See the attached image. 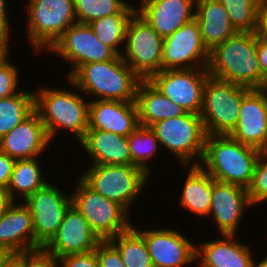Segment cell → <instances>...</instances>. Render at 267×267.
<instances>
[{
    "mask_svg": "<svg viewBox=\"0 0 267 267\" xmlns=\"http://www.w3.org/2000/svg\"><path fill=\"white\" fill-rule=\"evenodd\" d=\"M108 241L118 250L125 267H154L144 237L133 226Z\"/></svg>",
    "mask_w": 267,
    "mask_h": 267,
    "instance_id": "cell-29",
    "label": "cell"
},
{
    "mask_svg": "<svg viewBox=\"0 0 267 267\" xmlns=\"http://www.w3.org/2000/svg\"><path fill=\"white\" fill-rule=\"evenodd\" d=\"M25 14L28 44L34 54L47 51L77 23L74 0H27ZM30 42V43H29Z\"/></svg>",
    "mask_w": 267,
    "mask_h": 267,
    "instance_id": "cell-6",
    "label": "cell"
},
{
    "mask_svg": "<svg viewBox=\"0 0 267 267\" xmlns=\"http://www.w3.org/2000/svg\"><path fill=\"white\" fill-rule=\"evenodd\" d=\"M8 0H0V28L8 35H11V20L9 19L12 14L9 15Z\"/></svg>",
    "mask_w": 267,
    "mask_h": 267,
    "instance_id": "cell-43",
    "label": "cell"
},
{
    "mask_svg": "<svg viewBox=\"0 0 267 267\" xmlns=\"http://www.w3.org/2000/svg\"><path fill=\"white\" fill-rule=\"evenodd\" d=\"M95 252L98 267H125L118 250L108 240H102Z\"/></svg>",
    "mask_w": 267,
    "mask_h": 267,
    "instance_id": "cell-37",
    "label": "cell"
},
{
    "mask_svg": "<svg viewBox=\"0 0 267 267\" xmlns=\"http://www.w3.org/2000/svg\"><path fill=\"white\" fill-rule=\"evenodd\" d=\"M57 267H98V260L95 250L69 254L55 259Z\"/></svg>",
    "mask_w": 267,
    "mask_h": 267,
    "instance_id": "cell-38",
    "label": "cell"
},
{
    "mask_svg": "<svg viewBox=\"0 0 267 267\" xmlns=\"http://www.w3.org/2000/svg\"><path fill=\"white\" fill-rule=\"evenodd\" d=\"M16 159L0 151V186L8 187Z\"/></svg>",
    "mask_w": 267,
    "mask_h": 267,
    "instance_id": "cell-39",
    "label": "cell"
},
{
    "mask_svg": "<svg viewBox=\"0 0 267 267\" xmlns=\"http://www.w3.org/2000/svg\"><path fill=\"white\" fill-rule=\"evenodd\" d=\"M50 144L41 117L34 110L0 139V151L16 160L30 159L42 156Z\"/></svg>",
    "mask_w": 267,
    "mask_h": 267,
    "instance_id": "cell-19",
    "label": "cell"
},
{
    "mask_svg": "<svg viewBox=\"0 0 267 267\" xmlns=\"http://www.w3.org/2000/svg\"><path fill=\"white\" fill-rule=\"evenodd\" d=\"M261 89L264 91V93L267 96V79L265 80V83H264V85H263V87Z\"/></svg>",
    "mask_w": 267,
    "mask_h": 267,
    "instance_id": "cell-49",
    "label": "cell"
},
{
    "mask_svg": "<svg viewBox=\"0 0 267 267\" xmlns=\"http://www.w3.org/2000/svg\"><path fill=\"white\" fill-rule=\"evenodd\" d=\"M136 104L139 125L150 127L154 123L182 116L187 112L164 96L148 79H142L137 88Z\"/></svg>",
    "mask_w": 267,
    "mask_h": 267,
    "instance_id": "cell-27",
    "label": "cell"
},
{
    "mask_svg": "<svg viewBox=\"0 0 267 267\" xmlns=\"http://www.w3.org/2000/svg\"><path fill=\"white\" fill-rule=\"evenodd\" d=\"M6 33L0 28V39L5 35Z\"/></svg>",
    "mask_w": 267,
    "mask_h": 267,
    "instance_id": "cell-50",
    "label": "cell"
},
{
    "mask_svg": "<svg viewBox=\"0 0 267 267\" xmlns=\"http://www.w3.org/2000/svg\"><path fill=\"white\" fill-rule=\"evenodd\" d=\"M35 110L34 90L0 99V139Z\"/></svg>",
    "mask_w": 267,
    "mask_h": 267,
    "instance_id": "cell-30",
    "label": "cell"
},
{
    "mask_svg": "<svg viewBox=\"0 0 267 267\" xmlns=\"http://www.w3.org/2000/svg\"><path fill=\"white\" fill-rule=\"evenodd\" d=\"M48 52L70 64L66 78L83 64L109 61L118 56L111 47L96 37L88 24L81 23L71 25Z\"/></svg>",
    "mask_w": 267,
    "mask_h": 267,
    "instance_id": "cell-12",
    "label": "cell"
},
{
    "mask_svg": "<svg viewBox=\"0 0 267 267\" xmlns=\"http://www.w3.org/2000/svg\"><path fill=\"white\" fill-rule=\"evenodd\" d=\"M181 169H187V175L181 186L183 191L179 192L180 207L196 214L198 219H207L211 207L212 177L200 165L182 166Z\"/></svg>",
    "mask_w": 267,
    "mask_h": 267,
    "instance_id": "cell-26",
    "label": "cell"
},
{
    "mask_svg": "<svg viewBox=\"0 0 267 267\" xmlns=\"http://www.w3.org/2000/svg\"><path fill=\"white\" fill-rule=\"evenodd\" d=\"M195 19L209 51L236 33L226 8L218 0H196Z\"/></svg>",
    "mask_w": 267,
    "mask_h": 267,
    "instance_id": "cell-25",
    "label": "cell"
},
{
    "mask_svg": "<svg viewBox=\"0 0 267 267\" xmlns=\"http://www.w3.org/2000/svg\"><path fill=\"white\" fill-rule=\"evenodd\" d=\"M0 267H22V255H10Z\"/></svg>",
    "mask_w": 267,
    "mask_h": 267,
    "instance_id": "cell-46",
    "label": "cell"
},
{
    "mask_svg": "<svg viewBox=\"0 0 267 267\" xmlns=\"http://www.w3.org/2000/svg\"><path fill=\"white\" fill-rule=\"evenodd\" d=\"M260 153L229 135H207L200 166L216 181L247 189Z\"/></svg>",
    "mask_w": 267,
    "mask_h": 267,
    "instance_id": "cell-4",
    "label": "cell"
},
{
    "mask_svg": "<svg viewBox=\"0 0 267 267\" xmlns=\"http://www.w3.org/2000/svg\"><path fill=\"white\" fill-rule=\"evenodd\" d=\"M79 144L90 158L89 165H134L127 137L123 135L88 129Z\"/></svg>",
    "mask_w": 267,
    "mask_h": 267,
    "instance_id": "cell-24",
    "label": "cell"
},
{
    "mask_svg": "<svg viewBox=\"0 0 267 267\" xmlns=\"http://www.w3.org/2000/svg\"><path fill=\"white\" fill-rule=\"evenodd\" d=\"M69 79L89 100L124 102H136L137 88L142 81L121 55L109 61L83 64Z\"/></svg>",
    "mask_w": 267,
    "mask_h": 267,
    "instance_id": "cell-3",
    "label": "cell"
},
{
    "mask_svg": "<svg viewBox=\"0 0 267 267\" xmlns=\"http://www.w3.org/2000/svg\"><path fill=\"white\" fill-rule=\"evenodd\" d=\"M66 82L71 90L51 88L48 85L34 91L35 110L41 117L51 143L61 130L73 135L77 142L85 137L88 130L89 99L81 91L79 93L69 78H66Z\"/></svg>",
    "mask_w": 267,
    "mask_h": 267,
    "instance_id": "cell-1",
    "label": "cell"
},
{
    "mask_svg": "<svg viewBox=\"0 0 267 267\" xmlns=\"http://www.w3.org/2000/svg\"><path fill=\"white\" fill-rule=\"evenodd\" d=\"M47 182L23 201L30 209L35 231V254L56 235L64 214L72 204L71 193L61 190L54 181ZM59 187V188H58Z\"/></svg>",
    "mask_w": 267,
    "mask_h": 267,
    "instance_id": "cell-11",
    "label": "cell"
},
{
    "mask_svg": "<svg viewBox=\"0 0 267 267\" xmlns=\"http://www.w3.org/2000/svg\"><path fill=\"white\" fill-rule=\"evenodd\" d=\"M255 34L267 38V0L258 1L257 25Z\"/></svg>",
    "mask_w": 267,
    "mask_h": 267,
    "instance_id": "cell-41",
    "label": "cell"
},
{
    "mask_svg": "<svg viewBox=\"0 0 267 267\" xmlns=\"http://www.w3.org/2000/svg\"><path fill=\"white\" fill-rule=\"evenodd\" d=\"M134 13H117L92 21L88 25L96 37L105 45L111 47L118 55L123 52L126 29ZM122 45V47H121Z\"/></svg>",
    "mask_w": 267,
    "mask_h": 267,
    "instance_id": "cell-31",
    "label": "cell"
},
{
    "mask_svg": "<svg viewBox=\"0 0 267 267\" xmlns=\"http://www.w3.org/2000/svg\"><path fill=\"white\" fill-rule=\"evenodd\" d=\"M11 254L3 247H0V266Z\"/></svg>",
    "mask_w": 267,
    "mask_h": 267,
    "instance_id": "cell-47",
    "label": "cell"
},
{
    "mask_svg": "<svg viewBox=\"0 0 267 267\" xmlns=\"http://www.w3.org/2000/svg\"><path fill=\"white\" fill-rule=\"evenodd\" d=\"M14 202L15 201L12 199L9 190L0 186V218Z\"/></svg>",
    "mask_w": 267,
    "mask_h": 267,
    "instance_id": "cell-44",
    "label": "cell"
},
{
    "mask_svg": "<svg viewBox=\"0 0 267 267\" xmlns=\"http://www.w3.org/2000/svg\"><path fill=\"white\" fill-rule=\"evenodd\" d=\"M77 23L92 21L117 13H135L134 6L126 0H74Z\"/></svg>",
    "mask_w": 267,
    "mask_h": 267,
    "instance_id": "cell-33",
    "label": "cell"
},
{
    "mask_svg": "<svg viewBox=\"0 0 267 267\" xmlns=\"http://www.w3.org/2000/svg\"><path fill=\"white\" fill-rule=\"evenodd\" d=\"M163 42L164 38L135 12L127 25L121 57L141 79H149L162 70Z\"/></svg>",
    "mask_w": 267,
    "mask_h": 267,
    "instance_id": "cell-10",
    "label": "cell"
},
{
    "mask_svg": "<svg viewBox=\"0 0 267 267\" xmlns=\"http://www.w3.org/2000/svg\"><path fill=\"white\" fill-rule=\"evenodd\" d=\"M71 191L72 205L87 220L101 240H108L133 226L125 207L111 201L90 188L79 176Z\"/></svg>",
    "mask_w": 267,
    "mask_h": 267,
    "instance_id": "cell-9",
    "label": "cell"
},
{
    "mask_svg": "<svg viewBox=\"0 0 267 267\" xmlns=\"http://www.w3.org/2000/svg\"><path fill=\"white\" fill-rule=\"evenodd\" d=\"M8 57L0 64V99L7 98L21 92L20 73L18 66Z\"/></svg>",
    "mask_w": 267,
    "mask_h": 267,
    "instance_id": "cell-36",
    "label": "cell"
},
{
    "mask_svg": "<svg viewBox=\"0 0 267 267\" xmlns=\"http://www.w3.org/2000/svg\"><path fill=\"white\" fill-rule=\"evenodd\" d=\"M207 68L161 70L148 80L168 99L186 112L200 114Z\"/></svg>",
    "mask_w": 267,
    "mask_h": 267,
    "instance_id": "cell-13",
    "label": "cell"
},
{
    "mask_svg": "<svg viewBox=\"0 0 267 267\" xmlns=\"http://www.w3.org/2000/svg\"><path fill=\"white\" fill-rule=\"evenodd\" d=\"M22 267H57L55 260L42 253L22 255Z\"/></svg>",
    "mask_w": 267,
    "mask_h": 267,
    "instance_id": "cell-40",
    "label": "cell"
},
{
    "mask_svg": "<svg viewBox=\"0 0 267 267\" xmlns=\"http://www.w3.org/2000/svg\"><path fill=\"white\" fill-rule=\"evenodd\" d=\"M196 0H140L136 12L165 38L195 18Z\"/></svg>",
    "mask_w": 267,
    "mask_h": 267,
    "instance_id": "cell-20",
    "label": "cell"
},
{
    "mask_svg": "<svg viewBox=\"0 0 267 267\" xmlns=\"http://www.w3.org/2000/svg\"><path fill=\"white\" fill-rule=\"evenodd\" d=\"M42 157L30 159H18L15 162L13 172L7 189L14 201H25L30 195L43 187L49 180L43 174L41 167ZM19 196V197H18Z\"/></svg>",
    "mask_w": 267,
    "mask_h": 267,
    "instance_id": "cell-28",
    "label": "cell"
},
{
    "mask_svg": "<svg viewBox=\"0 0 267 267\" xmlns=\"http://www.w3.org/2000/svg\"><path fill=\"white\" fill-rule=\"evenodd\" d=\"M0 247L11 255L35 254V231L29 207L15 201L0 218Z\"/></svg>",
    "mask_w": 267,
    "mask_h": 267,
    "instance_id": "cell-22",
    "label": "cell"
},
{
    "mask_svg": "<svg viewBox=\"0 0 267 267\" xmlns=\"http://www.w3.org/2000/svg\"><path fill=\"white\" fill-rule=\"evenodd\" d=\"M250 207L252 204L246 188L212 178L211 207L207 218L211 217V221L216 223L220 235H239L242 217Z\"/></svg>",
    "mask_w": 267,
    "mask_h": 267,
    "instance_id": "cell-17",
    "label": "cell"
},
{
    "mask_svg": "<svg viewBox=\"0 0 267 267\" xmlns=\"http://www.w3.org/2000/svg\"><path fill=\"white\" fill-rule=\"evenodd\" d=\"M209 74L229 83L261 89L265 78L259 65L255 32H236L209 55Z\"/></svg>",
    "mask_w": 267,
    "mask_h": 267,
    "instance_id": "cell-2",
    "label": "cell"
},
{
    "mask_svg": "<svg viewBox=\"0 0 267 267\" xmlns=\"http://www.w3.org/2000/svg\"><path fill=\"white\" fill-rule=\"evenodd\" d=\"M209 55L201 39L199 23L194 18L164 38L162 70L207 68Z\"/></svg>",
    "mask_w": 267,
    "mask_h": 267,
    "instance_id": "cell-14",
    "label": "cell"
},
{
    "mask_svg": "<svg viewBox=\"0 0 267 267\" xmlns=\"http://www.w3.org/2000/svg\"><path fill=\"white\" fill-rule=\"evenodd\" d=\"M247 192L252 207L267 203V150L261 152L257 159L253 180Z\"/></svg>",
    "mask_w": 267,
    "mask_h": 267,
    "instance_id": "cell-35",
    "label": "cell"
},
{
    "mask_svg": "<svg viewBox=\"0 0 267 267\" xmlns=\"http://www.w3.org/2000/svg\"><path fill=\"white\" fill-rule=\"evenodd\" d=\"M86 168L79 177L95 192L129 212L153 176L135 165H87Z\"/></svg>",
    "mask_w": 267,
    "mask_h": 267,
    "instance_id": "cell-5",
    "label": "cell"
},
{
    "mask_svg": "<svg viewBox=\"0 0 267 267\" xmlns=\"http://www.w3.org/2000/svg\"><path fill=\"white\" fill-rule=\"evenodd\" d=\"M227 10L236 32H255L259 0H218Z\"/></svg>",
    "mask_w": 267,
    "mask_h": 267,
    "instance_id": "cell-34",
    "label": "cell"
},
{
    "mask_svg": "<svg viewBox=\"0 0 267 267\" xmlns=\"http://www.w3.org/2000/svg\"><path fill=\"white\" fill-rule=\"evenodd\" d=\"M254 267H267V254L262 258L261 261L254 260Z\"/></svg>",
    "mask_w": 267,
    "mask_h": 267,
    "instance_id": "cell-48",
    "label": "cell"
},
{
    "mask_svg": "<svg viewBox=\"0 0 267 267\" xmlns=\"http://www.w3.org/2000/svg\"><path fill=\"white\" fill-rule=\"evenodd\" d=\"M229 136L261 152L267 150V96L262 89H251L243 97L238 123Z\"/></svg>",
    "mask_w": 267,
    "mask_h": 267,
    "instance_id": "cell-18",
    "label": "cell"
},
{
    "mask_svg": "<svg viewBox=\"0 0 267 267\" xmlns=\"http://www.w3.org/2000/svg\"><path fill=\"white\" fill-rule=\"evenodd\" d=\"M127 141L131 153L132 163L152 174L153 168L149 161L156 157L161 148L155 133L150 127L138 126L128 137ZM160 146V147H159ZM152 171V172H151Z\"/></svg>",
    "mask_w": 267,
    "mask_h": 267,
    "instance_id": "cell-32",
    "label": "cell"
},
{
    "mask_svg": "<svg viewBox=\"0 0 267 267\" xmlns=\"http://www.w3.org/2000/svg\"><path fill=\"white\" fill-rule=\"evenodd\" d=\"M251 89L209 75L200 117L207 135H229L238 123L241 101Z\"/></svg>",
    "mask_w": 267,
    "mask_h": 267,
    "instance_id": "cell-8",
    "label": "cell"
},
{
    "mask_svg": "<svg viewBox=\"0 0 267 267\" xmlns=\"http://www.w3.org/2000/svg\"><path fill=\"white\" fill-rule=\"evenodd\" d=\"M134 225L144 237L154 267H186L196 262V243L188 239L180 229H142L141 226L138 225L137 228Z\"/></svg>",
    "mask_w": 267,
    "mask_h": 267,
    "instance_id": "cell-15",
    "label": "cell"
},
{
    "mask_svg": "<svg viewBox=\"0 0 267 267\" xmlns=\"http://www.w3.org/2000/svg\"><path fill=\"white\" fill-rule=\"evenodd\" d=\"M256 49L262 76L267 79V38L256 35Z\"/></svg>",
    "mask_w": 267,
    "mask_h": 267,
    "instance_id": "cell-42",
    "label": "cell"
},
{
    "mask_svg": "<svg viewBox=\"0 0 267 267\" xmlns=\"http://www.w3.org/2000/svg\"><path fill=\"white\" fill-rule=\"evenodd\" d=\"M161 149L176 157L180 166L200 165L205 151L206 132L200 114L187 112L150 126Z\"/></svg>",
    "mask_w": 267,
    "mask_h": 267,
    "instance_id": "cell-7",
    "label": "cell"
},
{
    "mask_svg": "<svg viewBox=\"0 0 267 267\" xmlns=\"http://www.w3.org/2000/svg\"><path fill=\"white\" fill-rule=\"evenodd\" d=\"M138 126L136 102L89 100L88 129L128 137Z\"/></svg>",
    "mask_w": 267,
    "mask_h": 267,
    "instance_id": "cell-23",
    "label": "cell"
},
{
    "mask_svg": "<svg viewBox=\"0 0 267 267\" xmlns=\"http://www.w3.org/2000/svg\"><path fill=\"white\" fill-rule=\"evenodd\" d=\"M238 235H220L196 244V266L199 267H254L251 246L236 238Z\"/></svg>",
    "mask_w": 267,
    "mask_h": 267,
    "instance_id": "cell-21",
    "label": "cell"
},
{
    "mask_svg": "<svg viewBox=\"0 0 267 267\" xmlns=\"http://www.w3.org/2000/svg\"><path fill=\"white\" fill-rule=\"evenodd\" d=\"M11 36L8 34H5L0 39V64L3 63L8 57H10V51L11 50Z\"/></svg>",
    "mask_w": 267,
    "mask_h": 267,
    "instance_id": "cell-45",
    "label": "cell"
},
{
    "mask_svg": "<svg viewBox=\"0 0 267 267\" xmlns=\"http://www.w3.org/2000/svg\"><path fill=\"white\" fill-rule=\"evenodd\" d=\"M101 241L83 215L71 204L64 214L56 235L41 250V253L55 260L69 254L93 251Z\"/></svg>",
    "mask_w": 267,
    "mask_h": 267,
    "instance_id": "cell-16",
    "label": "cell"
}]
</instances>
